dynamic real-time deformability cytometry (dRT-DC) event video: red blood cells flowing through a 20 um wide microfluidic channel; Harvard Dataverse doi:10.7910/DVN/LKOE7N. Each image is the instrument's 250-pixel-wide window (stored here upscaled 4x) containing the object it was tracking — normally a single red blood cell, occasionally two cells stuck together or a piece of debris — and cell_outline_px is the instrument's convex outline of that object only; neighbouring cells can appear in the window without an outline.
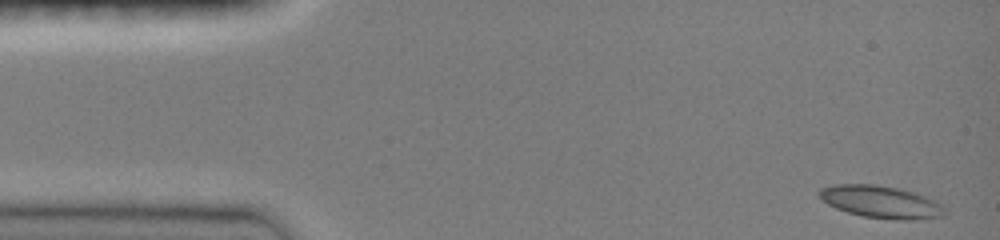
{"species": "common noctule bat (a hibernating species)", "species_latin": "Nyctalus noctula", "temperature_condition": "room temperature", "stored_images_in_passage": 33, "camera_frame_rate_fps": 3000, "um_per_image_px": 0.085, "animal": {"sex": "female", "body_mass_g": 19.0, "forearm_length_mm": 51.5}, "frame": {"image": 1, "passage_image": 1, "time_ms": 0.0, "image_size_px": [1000, 240], "cell_outline_px": [[948, 212], [944, 216], [916, 220], [892, 220], [860, 216], [836, 208], [828, 204], [820, 196], [820, 188], [832, 184], [872, 184], [896, 188], [912, 192], [932, 200]], "centroid_in_image_um": [74.86, 17.18], "position_along_channel_um": 10.1, "area_um2": 23.41}}
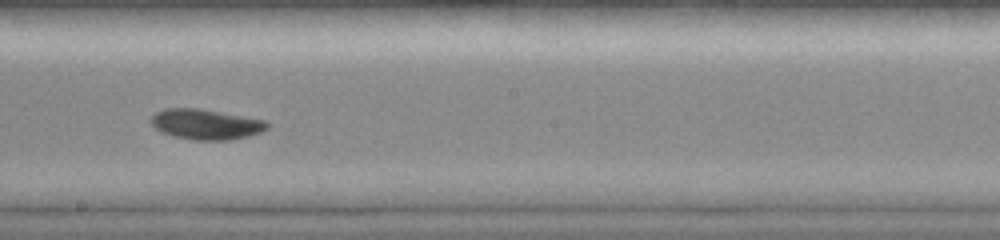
{"frame": {"image": 2, "passage_image": 21, "time_ms": 8.333, "image_size_px": [1000, 240], "cell_outline_px": [[268, 128], [260, 132], [248, 136], [232, 140], [192, 140], [172, 136], [160, 132], [148, 120], [156, 112], [164, 108], [200, 108], [264, 120], [268, 124]], "centroid_in_image_um": [17.45, 10.57], "position_along_channel_um": 230.7, "area_um2": 20.63}}
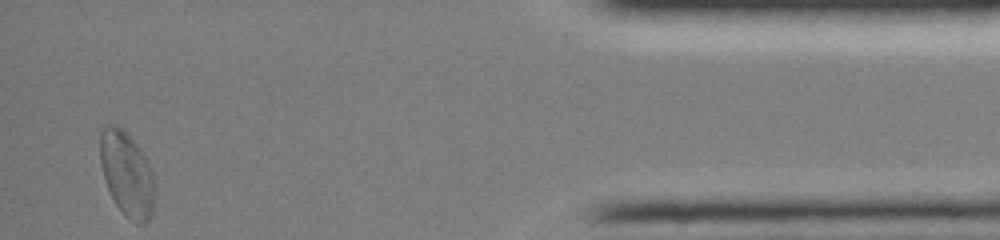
{"frame": {"image": 3, "passage_image": 33, "time_ms": 14.667, "image_size_px": [1000, 240], "cell_outline_px": [[152, 212], [148, 220], [144, 224], [136, 224], [124, 216], [116, 204], [104, 180], [100, 164], [100, 132], [104, 124], [116, 124], [140, 148], [152, 172]], "centroid_in_image_um": [10.73, 14.78], "position_along_channel_um": 424.5, "area_um2": 26.53}, "authors_computed_cell_mechanics": {"area_um2": 20.6346, "velocity_mm_per_s": 3.9448, "shape_relaxation_time_tau1_ms": 1.8265, "shape_relaxation_time_tau2_ms": 2.5029, "deformation_change_tau1": 0.0991, "deformation_change_tau2": 0.051}}